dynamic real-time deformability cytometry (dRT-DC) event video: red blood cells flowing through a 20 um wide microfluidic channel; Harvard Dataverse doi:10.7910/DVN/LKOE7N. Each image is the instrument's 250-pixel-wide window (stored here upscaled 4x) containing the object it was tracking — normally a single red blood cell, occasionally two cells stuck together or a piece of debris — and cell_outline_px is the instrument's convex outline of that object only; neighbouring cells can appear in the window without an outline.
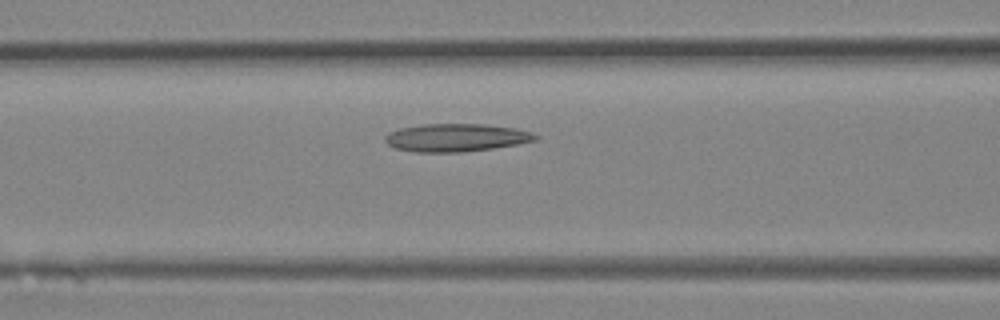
{"species": "Egyptian fruit bat (a non-hibernating species)", "species_latin": "Rousettus aegyptiacus", "temperature_condition": "room temperature", "stored_images_in_passage": 33, "camera_frame_rate_fps": 3000, "um_per_image_px": 0.085, "animal": {"sex": "female"}, "frame": {"image": 1, "passage_image": 12, "time_ms": 3.667, "image_size_px": [1000, 320], "cell_outline_px": [[540, 136], [536, 140], [516, 144], [492, 148], [464, 152], [412, 152], [396, 148], [388, 144], [384, 140], [384, 136], [388, 132], [400, 128], [424, 124], [484, 124], [516, 128], [532, 132]], "centroid_in_image_um": [38.76, 11.69], "position_along_channel_um": 127.8, "area_um2": 24.51}}
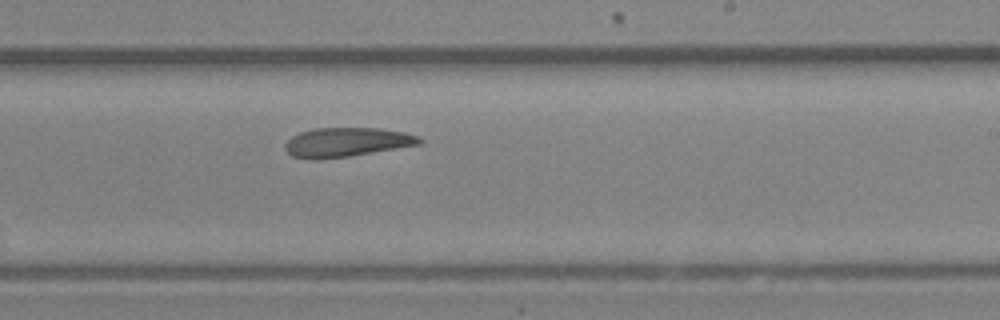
{"frame": {"image": 2, "passage_image": 19, "time_ms": 6.0, "image_size_px": [1000, 320], "cell_outline_px": [[424, 140], [420, 144], [348, 156], [292, 156], [284, 148], [284, 144], [292, 136], [300, 132], [316, 128], [380, 128], [404, 132], [420, 136]], "centroid_in_image_um": [29.55, 12.03], "position_along_channel_um": 259.5, "area_um2": 21.96}}
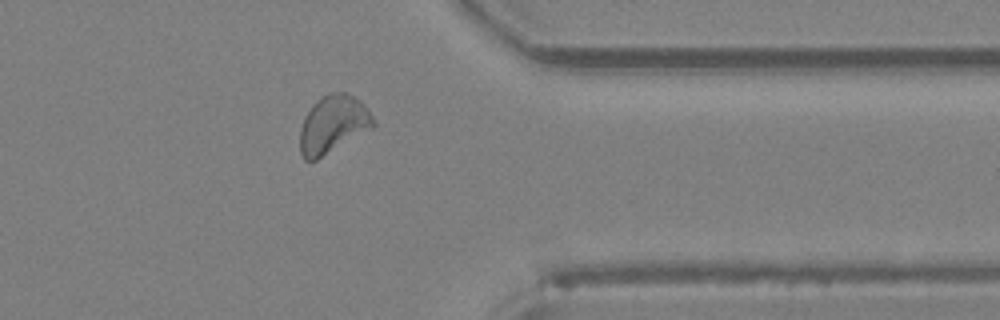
{"frame": {"image": 3, "passage_image": 26, "time_ms": 8.333, "image_size_px": [1000, 320], "cell_outline_px": [[376, 124], [372, 128], [316, 160], [304, 160], [300, 152], [300, 128], [304, 116], [312, 104], [320, 96], [328, 92], [348, 92], [360, 100], [364, 104], [372, 116]], "centroid_in_image_um": [28.29, 10.54], "position_along_channel_um": 383.1, "area_um2": 24.8}}